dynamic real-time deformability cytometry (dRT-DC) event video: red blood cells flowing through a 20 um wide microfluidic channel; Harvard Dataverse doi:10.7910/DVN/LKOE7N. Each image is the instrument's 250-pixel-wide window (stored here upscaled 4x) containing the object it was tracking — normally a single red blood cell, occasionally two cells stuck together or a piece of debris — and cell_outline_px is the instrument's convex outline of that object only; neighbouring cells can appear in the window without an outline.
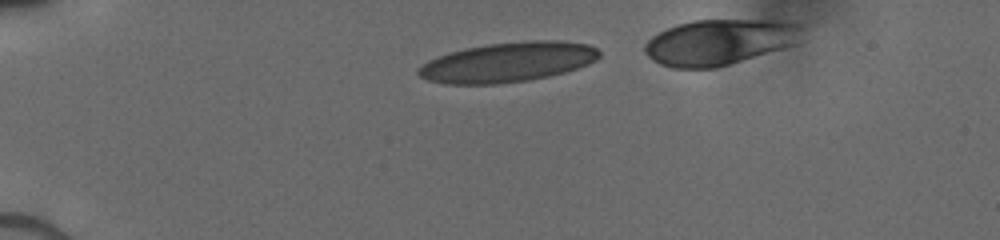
{"species": "human", "species_latin": "Homo sapiens", "temperature_condition": "cold", "stored_images_in_passage": 28, "camera_frame_rate_fps": 3000, "um_per_image_px": 0.085, "donor": {"sex": "male"}, "frame": {"image": 1, "passage_image": 3, "time_ms": 1.0, "image_size_px": [1000, 240], "cell_outline_px": [[600, 56], [596, 60], [588, 64], [564, 72], [548, 76], [528, 80], [496, 84], [448, 84], [428, 80], [420, 76], [416, 72], [428, 60], [448, 52], [464, 48], [488, 44], [524, 40], [560, 40], [588, 44], [596, 48], [600, 52]], "centroid_in_image_um": [43.17, 5.27], "position_along_channel_um": 41.8, "area_um2": 41.96}}
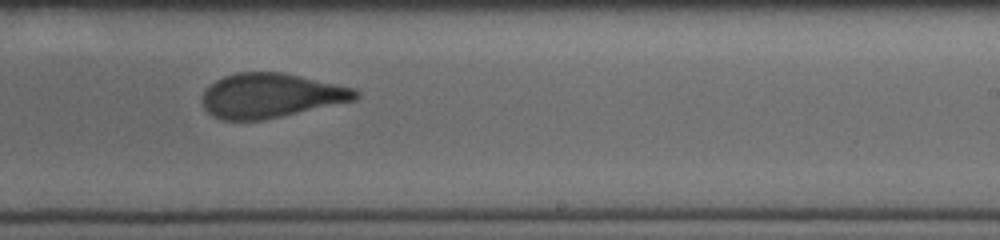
{"frame": {"image": 2, "passage_image": 18, "time_ms": 7.667, "image_size_px": [1000, 240], "cell_outline_px": [[360, 96], [356, 100], [264, 120], [220, 120], [212, 116], [204, 108], [204, 88], [216, 80], [224, 76], [236, 72], [284, 72], [356, 88], [360, 92]], "centroid_in_image_um": [23.05, 8.12], "position_along_channel_um": 266.0, "area_um2": 40.0}}
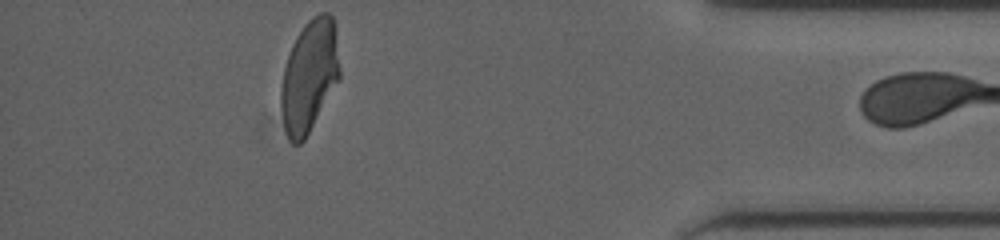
{"frame": {"image": 3, "passage_image": 27, "time_ms": 12.0, "image_size_px": [1000, 240], "cell_outline_px": [[340, 76], [304, 140], [300, 144], [292, 144], [288, 140], [284, 128], [280, 108], [280, 88], [284, 68], [292, 44], [296, 36], [304, 24], [312, 16], [320, 12], [328, 12], [332, 16], [340, 68]], "centroid_in_image_um": [26.25, 6.47], "position_along_channel_um": 409.0, "area_um2": 38.03}}